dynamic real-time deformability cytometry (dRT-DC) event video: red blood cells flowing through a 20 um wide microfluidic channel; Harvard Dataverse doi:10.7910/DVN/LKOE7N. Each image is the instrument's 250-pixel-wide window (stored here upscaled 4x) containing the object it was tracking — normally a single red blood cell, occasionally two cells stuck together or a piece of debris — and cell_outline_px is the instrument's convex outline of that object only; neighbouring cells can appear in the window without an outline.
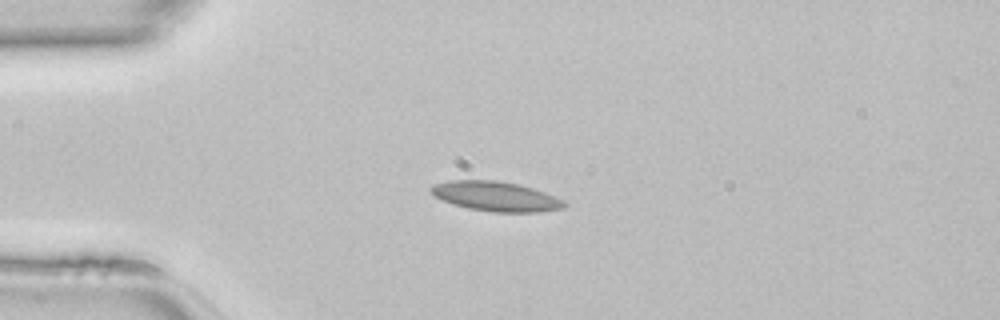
{"species": "common noctule bat (a hibernating species)", "species_latin": "Nyctalus noctula", "temperature_condition": "room temperature", "stored_images_in_passage": 36, "camera_frame_rate_fps": 3000, "um_per_image_px": 0.085, "animal": {"sex": "female", "body_mass_g": 22.7, "forearm_length_mm": 54.2}, "frame": {"image": 1, "passage_image": 1, "time_ms": 0.0, "image_size_px": [1000, 320], "cell_outline_px": [[568, 204], [564, 208], [540, 212], [492, 212], [468, 208], [452, 204], [436, 196], [428, 188], [432, 184], [448, 180], [496, 180], [520, 184], [544, 192]], "centroid_in_image_um": [42.11, 16.68], "position_along_channel_um": 42.9, "area_um2": 23.0}}